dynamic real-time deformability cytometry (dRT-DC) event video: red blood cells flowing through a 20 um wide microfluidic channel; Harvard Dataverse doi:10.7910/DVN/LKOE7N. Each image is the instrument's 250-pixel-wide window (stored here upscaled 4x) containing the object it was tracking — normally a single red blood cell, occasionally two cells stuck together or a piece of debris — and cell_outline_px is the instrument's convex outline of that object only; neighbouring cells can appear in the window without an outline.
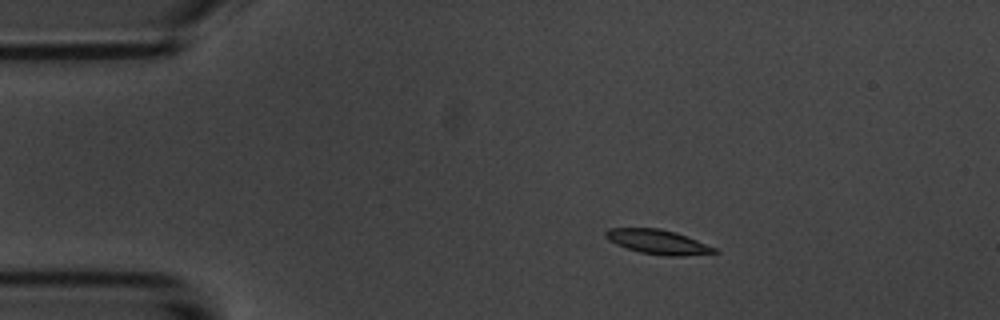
{"species": "common noctule bat (a hibernating species)", "species_latin": "Nyctalus noctula", "temperature_condition": "room temperature", "stored_images_in_passage": 9, "camera_frame_rate_fps": 3000, "um_per_image_px": 0.085, "animal": {"sex": "male", "body_mass_g": 20.1, "forearm_length_mm": 53.5}, "frame": {"image": 1, "passage_image": 1, "time_ms": 0.0, "image_size_px": [1000, 320], "cell_outline_px": [[720, 252], [684, 256], [664, 256], [640, 252], [616, 244], [608, 240], [604, 236], [604, 232], [608, 228], [660, 228], [676, 232], [716, 248]], "centroid_in_image_um": [55.9, 20.56], "position_along_channel_um": 29.1, "area_um2": 15.49}}
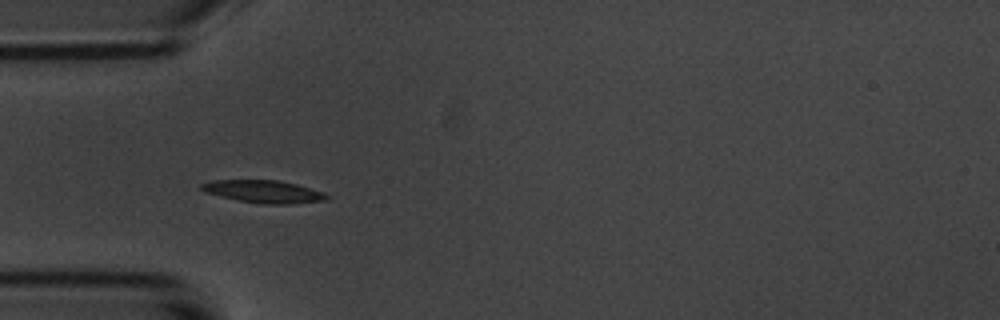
{"frame": {"image": 2, "passage_image": 3, "time_ms": 2.333, "image_size_px": [1000, 320], "cell_outline_px": [[332, 196], [328, 200], [292, 204], [260, 204], [220, 196], [204, 192], [200, 188], [200, 184], [212, 180], [280, 180], [296, 184], [324, 192]], "centroid_in_image_um": [22.45, 16.28], "position_along_channel_um": 62.5, "area_um2": 16.65}}
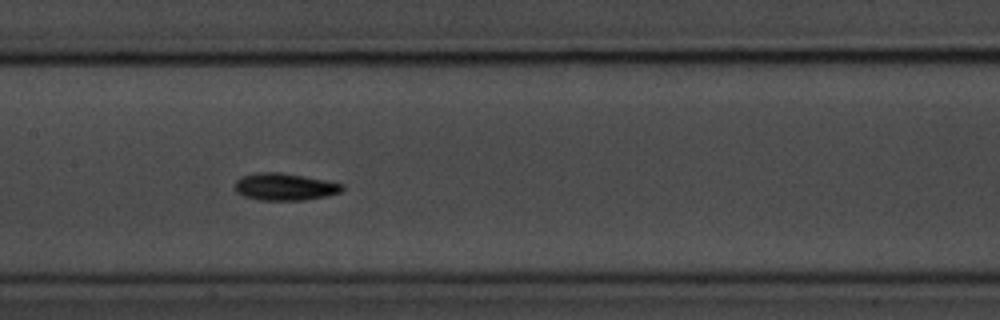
{"frame": {"image": 3, "passage_image": 6, "time_ms": 5.667, "image_size_px": [1000, 320], "cell_outline_px": [[344, 188], [340, 192], [328, 196], [304, 200], [260, 200], [244, 196], [236, 192], [236, 180], [244, 176], [260, 172], [280, 172], [304, 176], [344, 184]], "centroid_in_image_um": [24.23, 15.88], "position_along_channel_um": 183.2, "area_um2": 16.88}}